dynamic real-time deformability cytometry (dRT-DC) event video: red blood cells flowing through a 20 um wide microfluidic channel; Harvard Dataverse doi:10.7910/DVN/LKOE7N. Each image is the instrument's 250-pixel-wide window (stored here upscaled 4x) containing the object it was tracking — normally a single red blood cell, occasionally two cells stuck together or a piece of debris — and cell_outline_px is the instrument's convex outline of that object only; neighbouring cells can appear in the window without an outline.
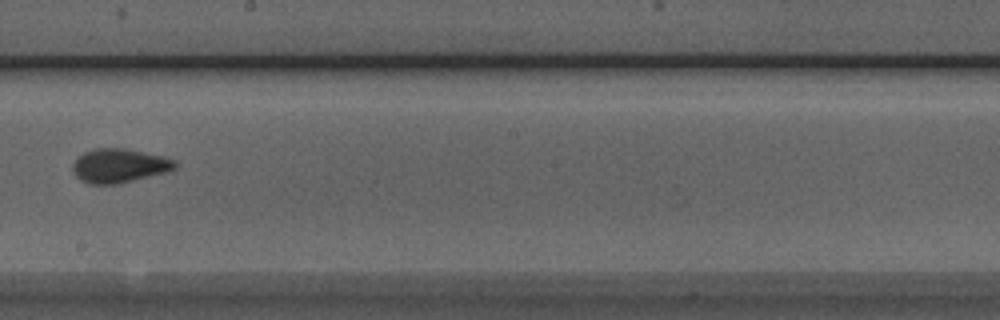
{"species": "Egyptian fruit bat (a non-hibernating species)", "species_latin": "Rousettus aegyptiacus", "temperature_condition": "room temperature", "stored_images_in_passage": 6, "camera_frame_rate_fps": 3000, "um_per_image_px": 0.085, "animal": {"sex": "male"}, "frame": {"image": 1, "passage_image": 6, "time_ms": 5.667, "image_size_px": [1000, 320], "cell_outline_px": [[176, 168], [164, 172], [116, 184], [88, 184], [80, 180], [76, 176], [72, 168], [72, 164], [84, 152], [96, 148], [124, 148], [164, 156], [176, 160]], "centroid_in_image_um": [10.12, 14.07], "position_along_channel_um": 238.1, "area_um2": 20.06}}